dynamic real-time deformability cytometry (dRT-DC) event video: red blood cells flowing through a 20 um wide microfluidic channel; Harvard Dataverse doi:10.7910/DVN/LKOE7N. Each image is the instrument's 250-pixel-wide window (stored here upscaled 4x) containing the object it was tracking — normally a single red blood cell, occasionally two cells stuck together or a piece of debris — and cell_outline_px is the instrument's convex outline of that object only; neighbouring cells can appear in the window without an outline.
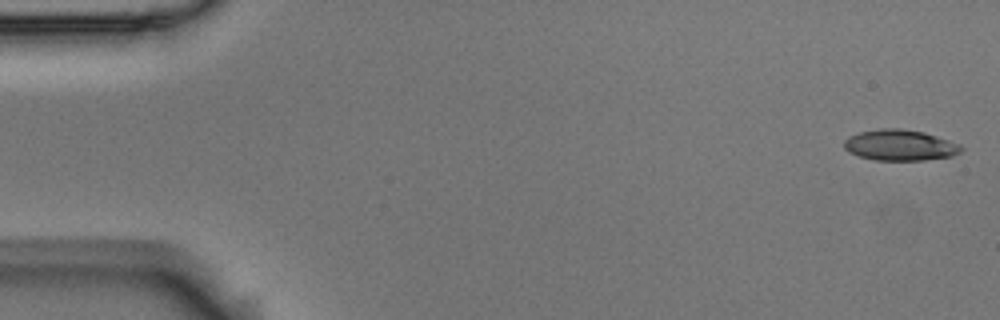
{"species": "Egyptian fruit bat (a non-hibernating species)", "species_latin": "Rousettus aegyptiacus", "temperature_condition": "room temperature", "stored_images_in_passage": 55, "camera_frame_rate_fps": 3000, "um_per_image_px": 0.085, "animal": {"sex": "male"}, "frame": {"image": 1, "passage_image": 1, "time_ms": 0.0, "image_size_px": [1000, 320], "cell_outline_px": [[964, 148], [960, 152], [952, 156], [924, 160], [876, 160], [860, 156], [848, 152], [844, 148], [844, 140], [848, 136], [860, 132], [880, 128], [900, 128], [924, 132], [960, 144]], "centroid_in_image_um": [76.49, 12.33], "position_along_channel_um": 8.5, "area_um2": 21.1}}
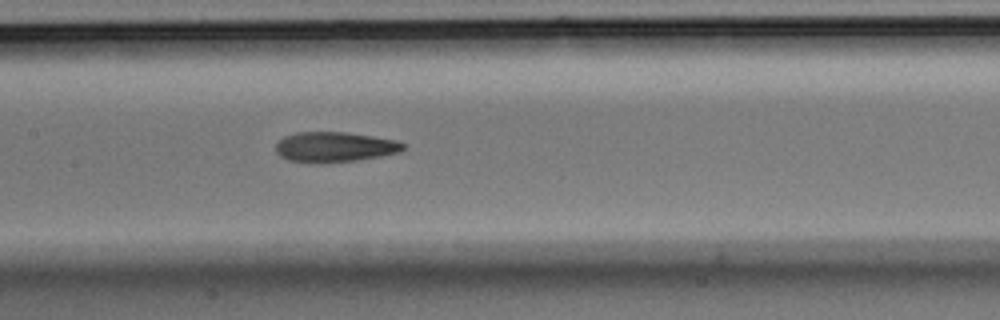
{"frame": {"image": 2, "passage_image": 26, "time_ms": 8.333, "image_size_px": [1000, 320], "cell_outline_px": [[408, 144], [400, 152], [360, 160], [324, 164], [316, 164], [288, 160], [280, 156], [276, 152], [276, 144], [284, 136], [296, 132], [348, 132], [396, 140]], "centroid_in_image_um": [28.45, 12.51], "position_along_channel_um": 178.9, "area_um2": 22.83}}
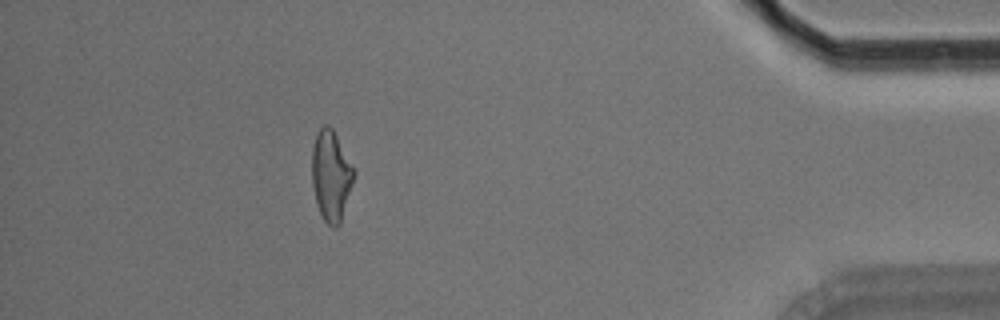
{"frame": {"image": 3, "passage_image": 49, "time_ms": 16.0, "image_size_px": [1000, 320], "cell_outline_px": [[356, 172], [340, 224], [336, 228], [332, 228], [324, 220], [316, 204], [312, 184], [312, 148], [316, 132], [324, 124], [328, 124], [332, 128], [356, 168]], "centroid_in_image_um": [28.15, 14.91], "position_along_channel_um": 407.1, "area_um2": 22.48}, "authors_computed_cell_mechanics": {"area_um2": 22.3108, "velocity_mm_per_s": 3.6355, "shape_relaxation_time_tau1_ms": 10.278, "shape_relaxation_time_tau2_ms": 3.2589, "deformation_change_tau1": 0.2521, "deformation_change_tau2": 0.1155}}